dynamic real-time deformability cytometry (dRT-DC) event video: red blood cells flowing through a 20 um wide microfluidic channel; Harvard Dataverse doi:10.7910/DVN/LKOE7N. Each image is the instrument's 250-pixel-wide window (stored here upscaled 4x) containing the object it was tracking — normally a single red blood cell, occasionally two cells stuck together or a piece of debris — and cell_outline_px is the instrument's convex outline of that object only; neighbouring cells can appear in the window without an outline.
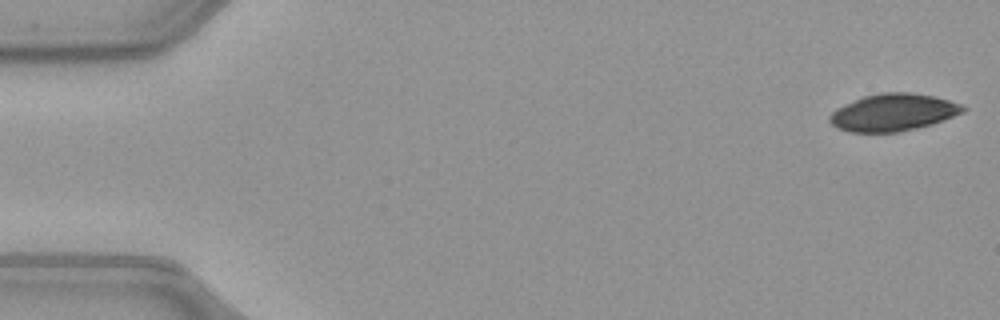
{"species": "common noctule bat (a hibernating species)", "species_latin": "Nyctalus noctula", "temperature_condition": "warm", "stored_images_in_passage": 50, "camera_frame_rate_fps": 3000, "um_per_image_px": 0.085, "animal": {"sex": "female", "body_mass_g": 21.9}, "frame": {"image": 1, "passage_image": 1, "time_ms": 0.0, "image_size_px": [1000, 320], "cell_outline_px": [[968, 108], [964, 112], [932, 124], [900, 132], [848, 132], [836, 128], [828, 120], [828, 116], [836, 108], [844, 104], [864, 96], [880, 92], [912, 92], [932, 96], [948, 100], [960, 104]], "centroid_in_image_um": [75.89, 9.55], "position_along_channel_um": 9.1, "area_um2": 29.02}}
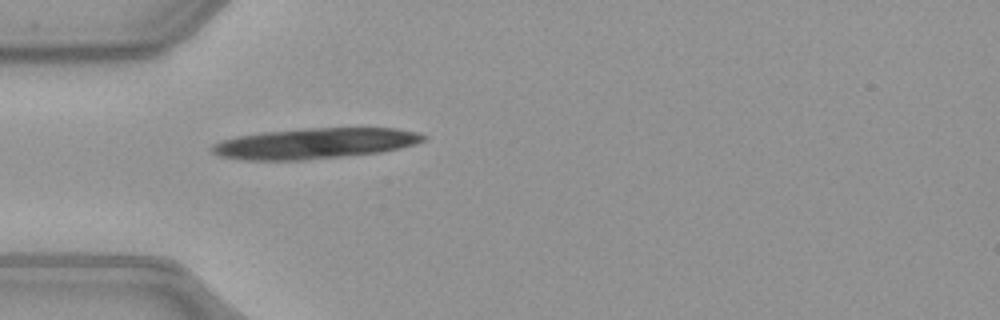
{"frame": {"image": 2, "passage_image": 15, "time_ms": 4.667, "image_size_px": [1000, 320], "cell_outline_px": [[428, 136], [424, 140], [416, 144], [400, 148], [380, 152], [344, 156], [304, 160], [244, 160], [220, 156], [212, 152], [208, 148], [212, 144], [220, 140], [236, 136], [264, 132], [308, 128], [396, 128], [416, 132]], "centroid_in_image_um": [26.73, 12.19], "position_along_channel_um": 58.3, "area_um2": 37.86}}